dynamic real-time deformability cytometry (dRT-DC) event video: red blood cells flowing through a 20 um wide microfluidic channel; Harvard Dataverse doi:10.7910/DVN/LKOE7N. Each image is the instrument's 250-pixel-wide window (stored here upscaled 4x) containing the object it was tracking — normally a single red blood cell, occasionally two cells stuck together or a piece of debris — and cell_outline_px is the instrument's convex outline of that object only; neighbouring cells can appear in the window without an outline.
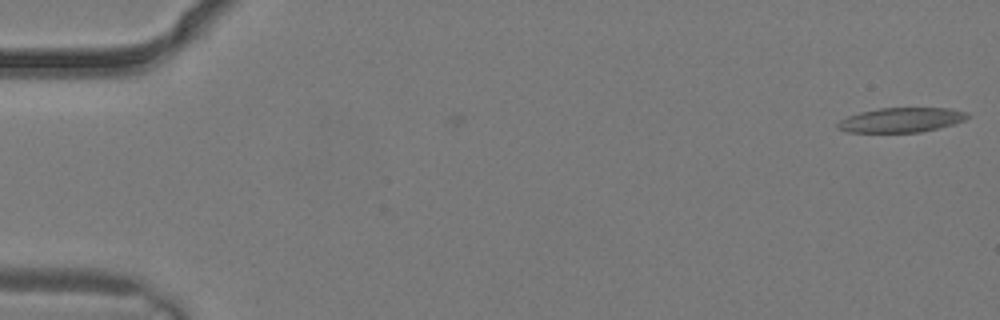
{"species": "common noctule bat (a hibernating species)", "species_latin": "Nyctalus noctula", "temperature_condition": "warm", "stored_images_in_passage": 4, "camera_frame_rate_fps": 3000, "um_per_image_px": 0.085, "animal": {"sex": "male", "body_mass_g": 19.2, "forearm_length_mm": 51.8}, "frame": {"image": 1, "passage_image": 1, "time_ms": 0.0, "image_size_px": [1000, 320], "cell_outline_px": [[968, 116], [964, 120], [956, 124], [940, 128], [920, 132], [848, 132], [836, 128], [836, 124], [840, 120], [848, 116], [860, 112], [880, 108], [948, 108], [968, 112]], "centroid_in_image_um": [76.61, 10.2], "position_along_channel_um": 8.4, "area_um2": 18.67}}
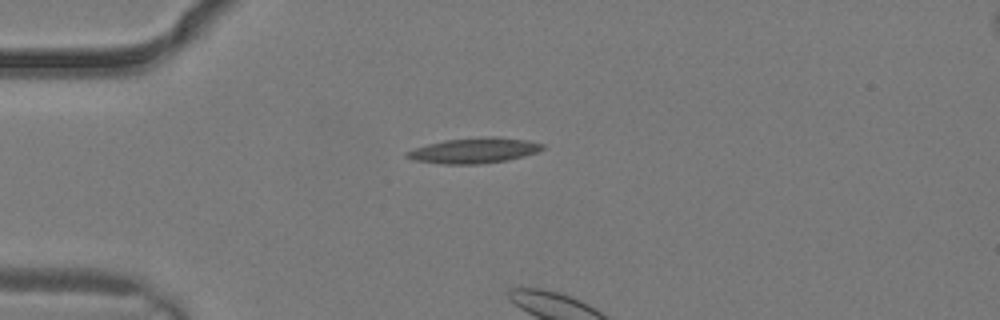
{"frame": {"image": 2, "passage_image": 3, "time_ms": 0.667, "image_size_px": [1000, 320], "cell_outline_px": [[544, 148], [536, 152], [524, 156], [508, 160], [480, 164], [444, 164], [416, 160], [404, 156], [404, 152], [428, 144], [444, 140], [488, 136], [496, 136], [528, 140], [544, 144]], "centroid_in_image_um": [40.32, 12.79], "position_along_channel_um": 44.7, "area_um2": 20.06}}